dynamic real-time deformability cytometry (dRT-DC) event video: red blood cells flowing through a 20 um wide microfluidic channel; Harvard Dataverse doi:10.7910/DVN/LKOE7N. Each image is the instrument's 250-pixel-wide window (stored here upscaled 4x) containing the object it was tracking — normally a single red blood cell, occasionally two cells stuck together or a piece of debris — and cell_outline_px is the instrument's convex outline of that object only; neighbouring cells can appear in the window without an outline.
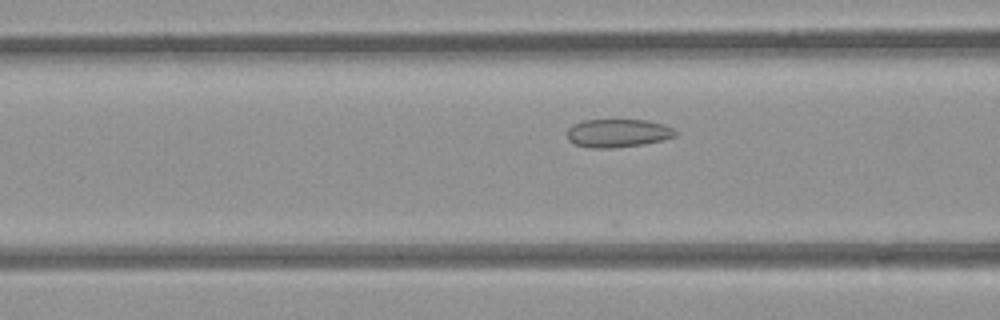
{"species": "common noctule bat (a hibernating species)", "species_latin": "Nyctalus noctula", "temperature_condition": "room temperature", "stored_images_in_passage": 32, "camera_frame_rate_fps": 3000, "um_per_image_px": 0.085, "animal": {"sex": "female", "body_mass_g": 21.9}, "frame": {"image": 1, "passage_image": 4, "time_ms": 1.0, "image_size_px": [1000, 320], "cell_outline_px": [[676, 136], [664, 140], [644, 144], [612, 148], [588, 148], [576, 144], [568, 140], [568, 128], [572, 124], [584, 120], [648, 120], [664, 124], [672, 128], [676, 132]], "centroid_in_image_um": [52.52, 11.32], "position_along_channel_um": 114.1, "area_um2": 17.92}}
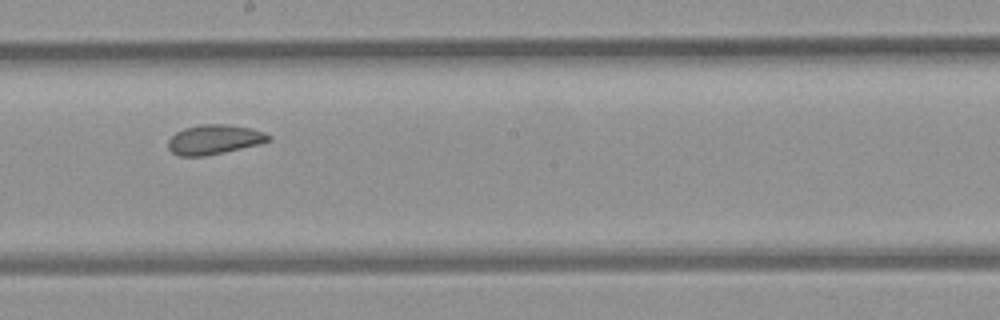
{"frame": {"image": 2, "passage_image": 13, "time_ms": 4.0, "image_size_px": [1000, 320], "cell_outline_px": [[272, 140], [260, 144], [224, 152], [204, 156], [180, 156], [172, 152], [168, 148], [168, 140], [176, 132], [184, 128], [200, 124], [228, 124], [252, 128], [264, 132], [272, 136]], "centroid_in_image_um": [18.24, 11.85], "position_along_channel_um": 230.0, "area_um2": 17.46}}
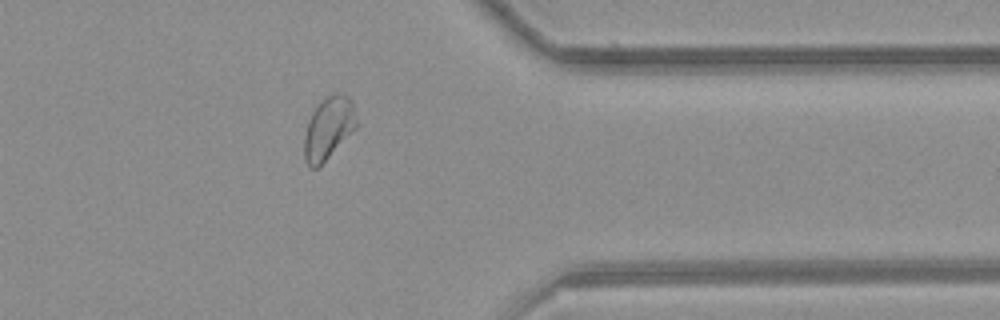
{"frame": {"image": 3, "passage_image": 26, "time_ms": 8.333, "image_size_px": [1000, 320], "cell_outline_px": [[356, 128], [316, 168], [312, 168], [304, 160], [304, 136], [308, 120], [316, 104], [320, 100], [336, 92], [348, 96], [352, 100], [356, 116]], "centroid_in_image_um": [27.9, 10.84], "position_along_channel_um": 383.5, "area_um2": 18.79}}